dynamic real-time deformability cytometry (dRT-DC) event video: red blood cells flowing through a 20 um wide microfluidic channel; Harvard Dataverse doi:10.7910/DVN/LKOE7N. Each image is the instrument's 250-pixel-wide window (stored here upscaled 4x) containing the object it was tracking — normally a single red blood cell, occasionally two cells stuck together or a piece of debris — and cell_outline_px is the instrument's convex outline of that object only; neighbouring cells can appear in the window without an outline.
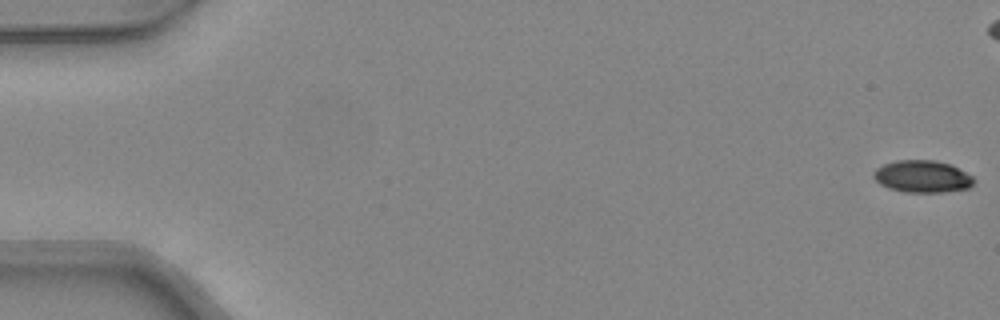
{"species": "common noctule bat (a hibernating species)", "species_latin": "Nyctalus noctula", "temperature_condition": "warm", "stored_images_in_passage": 10, "camera_frame_rate_fps": 3000, "um_per_image_px": 0.085, "animal": {"sex": "female", "body_mass_g": 24.6, "forearm_length_mm": 56.2}, "frame": {"image": 1, "passage_image": 1, "time_ms": 0.0, "image_size_px": [1000, 320], "cell_outline_px": [[972, 184], [968, 188], [944, 192], [904, 192], [888, 188], [880, 184], [872, 176], [872, 172], [876, 168], [884, 164], [896, 160], [936, 160], [952, 164], [972, 176]], "centroid_in_image_um": [78.36, 14.99], "position_along_channel_um": 6.6, "area_um2": 18.84}}